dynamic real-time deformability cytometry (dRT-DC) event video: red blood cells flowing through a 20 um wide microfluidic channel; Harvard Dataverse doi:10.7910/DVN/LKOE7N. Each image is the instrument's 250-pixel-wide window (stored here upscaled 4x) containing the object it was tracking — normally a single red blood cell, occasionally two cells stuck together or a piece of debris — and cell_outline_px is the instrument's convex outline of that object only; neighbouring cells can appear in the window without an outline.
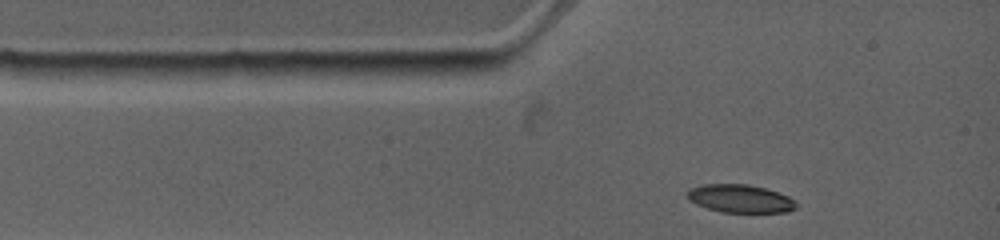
{"species": "common noctule bat (a hibernating species)", "species_latin": "Nyctalus noctula", "temperature_condition": "warm", "stored_images_in_passage": 29, "camera_frame_rate_fps": 4500, "um_per_image_px": 0.085, "animal": {"sex": "female", "body_mass_g": 19.0, "forearm_length_mm": 53.3}, "frame": {"image": 1, "passage_image": 1, "time_ms": 0.0, "image_size_px": [1000, 240], "cell_outline_px": [[796, 208], [788, 212], [720, 212], [696, 204], [688, 200], [688, 188], [704, 184], [748, 184], [764, 188], [788, 196], [796, 204]], "centroid_in_image_um": [62.88, 16.88], "position_along_channel_um": 22.1, "area_um2": 17.69}}
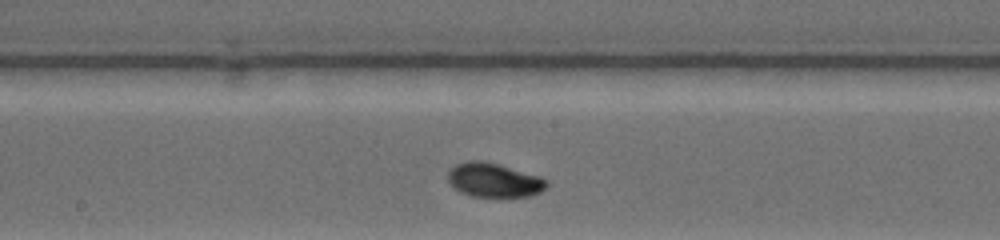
{"frame": {"image": 2, "passage_image": 17, "time_ms": 5.111, "image_size_px": [1000, 240], "cell_outline_px": [[548, 184], [540, 192], [528, 196], [472, 196], [460, 192], [448, 180], [448, 172], [456, 164], [468, 160], [484, 160], [540, 176], [548, 180]], "centroid_in_image_um": [41.99, 15.29], "position_along_channel_um": 206.2, "area_um2": 19.42}}
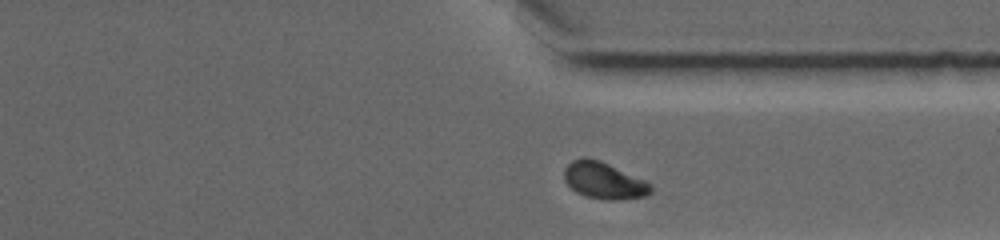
{"frame": {"image": 3, "passage_image": 29, "time_ms": 9.111, "image_size_px": [1000, 240], "cell_outline_px": [[652, 192], [644, 196], [620, 200], [608, 200], [584, 196], [576, 192], [564, 180], [564, 168], [572, 160], [584, 156], [600, 160], [644, 180], [652, 184]], "centroid_in_image_um": [51.32, 15.34], "position_along_channel_um": 360.1, "area_um2": 18.55}}